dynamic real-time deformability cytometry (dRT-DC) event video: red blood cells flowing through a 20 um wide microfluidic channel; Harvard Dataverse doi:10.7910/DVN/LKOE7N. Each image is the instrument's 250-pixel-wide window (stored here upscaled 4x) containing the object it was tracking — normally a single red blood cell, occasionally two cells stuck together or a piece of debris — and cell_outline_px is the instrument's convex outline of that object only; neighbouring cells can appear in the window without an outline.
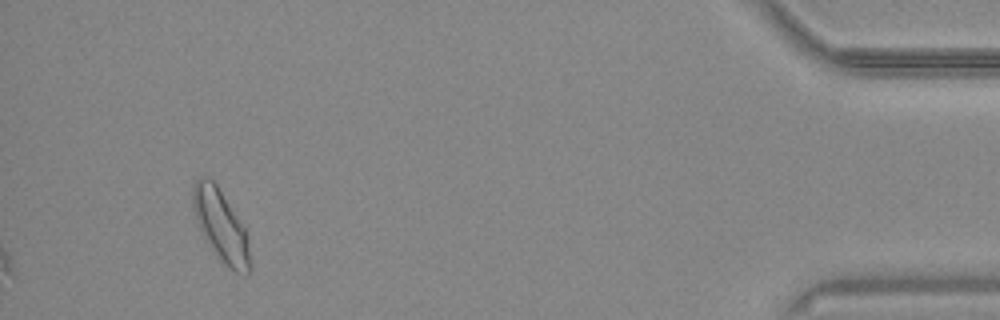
{"species": "common noctule bat (a hibernating species)", "species_latin": "Nyctalus noctula", "temperature_condition": "warm", "stored_images_in_passage": 43, "segment_of_instrument_passage": [2, 2], "camera_frame_rate_fps": 3000, "um_per_image_px": 0.085, "animal": {"sex": "male", "body_mass_g": 20.4}, "frame": {"image": 1, "passage_image": 43, "time_ms": 14.0, "image_size_px": [1000, 320], "cell_outline_px": [[252, 268], [248, 276], [244, 276], [228, 268], [220, 260], [200, 232], [192, 208], [192, 188], [196, 180], [200, 176], [208, 176], [216, 184], [244, 228]], "centroid_in_image_um": [18.75, 19.21], "position_along_channel_um": 416.5, "area_um2": 23.76}}